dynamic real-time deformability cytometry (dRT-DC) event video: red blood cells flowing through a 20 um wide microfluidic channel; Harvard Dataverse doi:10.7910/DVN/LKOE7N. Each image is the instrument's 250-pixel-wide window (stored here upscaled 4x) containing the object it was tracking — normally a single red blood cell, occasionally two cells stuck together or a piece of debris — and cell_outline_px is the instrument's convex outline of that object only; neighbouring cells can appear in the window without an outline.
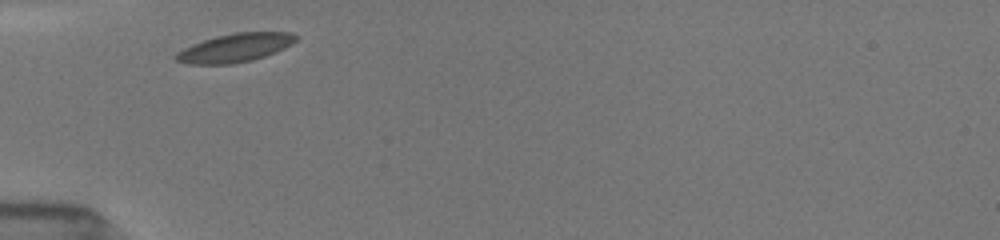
{"species": "common noctule bat (a hibernating species)", "species_latin": "Nyctalus noctula", "temperature_condition": "room temperature", "stored_images_in_passage": 2, "camera_frame_rate_fps": 3000, "um_per_image_px": 0.085, "animal": {"sex": "female", "body_mass_g": 19.5, "forearm_length_mm": 54.1}, "frame": {"image": 1, "passage_image": 1, "time_ms": 0.0, "image_size_px": [1000, 240], "cell_outline_px": [[300, 36], [292, 44], [276, 52], [252, 60], [232, 64], [188, 64], [176, 60], [176, 52], [192, 44], [216, 36], [236, 32], [292, 32]], "centroid_in_image_um": [20.02, 4.05], "position_along_channel_um": 65.0, "area_um2": 19.94}}